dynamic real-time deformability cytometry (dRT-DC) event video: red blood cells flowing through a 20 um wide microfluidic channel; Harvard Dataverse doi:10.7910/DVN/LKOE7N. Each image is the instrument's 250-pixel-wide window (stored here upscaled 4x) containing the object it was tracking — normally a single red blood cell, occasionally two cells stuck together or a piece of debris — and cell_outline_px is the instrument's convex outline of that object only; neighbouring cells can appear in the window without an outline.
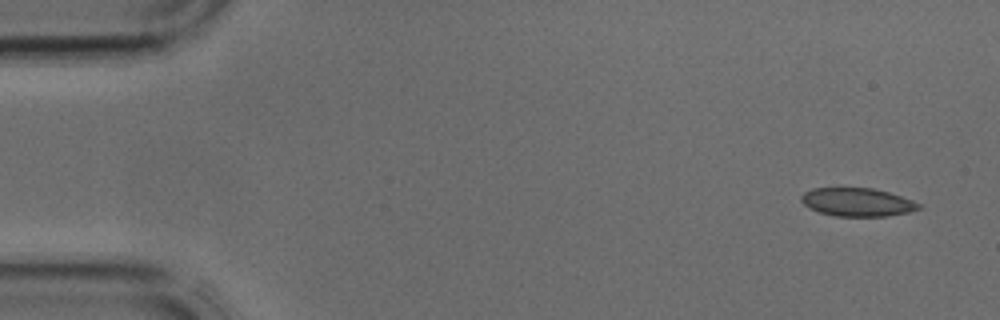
{"species": "common noctule bat (a hibernating species)", "species_latin": "Nyctalus noctula", "temperature_condition": "cold", "stored_images_in_passage": 5, "camera_frame_rate_fps": 3000, "um_per_image_px": 0.085, "animal": {"sex": "male", "body_mass_g": 17.9, "forearm_length_mm": 54.2}, "frame": {"image": 1, "passage_image": 1, "time_ms": 0.0, "image_size_px": [1000, 320], "cell_outline_px": [[920, 208], [908, 212], [888, 216], [836, 216], [820, 212], [808, 208], [800, 200], [800, 196], [804, 192], [812, 188], [872, 188], [888, 192], [912, 200], [920, 204]], "centroid_in_image_um": [72.83, 17.18], "position_along_channel_um": 12.2, "area_um2": 19.31}}